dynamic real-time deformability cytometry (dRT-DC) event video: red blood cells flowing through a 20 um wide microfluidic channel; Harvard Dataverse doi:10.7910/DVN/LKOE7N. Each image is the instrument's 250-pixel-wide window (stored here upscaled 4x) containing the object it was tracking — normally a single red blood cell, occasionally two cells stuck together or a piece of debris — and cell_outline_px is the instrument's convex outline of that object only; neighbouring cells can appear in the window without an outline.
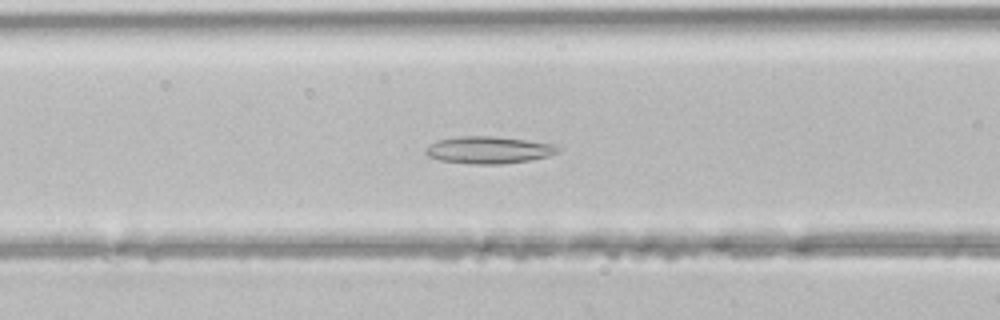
{"species": "common noctule bat (a hibernating species)", "species_latin": "Nyctalus noctula", "temperature_condition": "room temperature", "stored_images_in_passage": 38, "segment_of_instrument_passage": [1, 2], "camera_frame_rate_fps": 3000, "um_per_image_px": 0.085, "animal": {"sex": "male", "body_mass_g": 21.5, "forearm_length_mm": 52.0}, "frame": {"image": 1, "passage_image": 10, "time_ms": 3.0, "image_size_px": [1000, 320], "cell_outline_px": [[560, 152], [548, 156], [528, 160], [500, 164], [472, 164], [440, 160], [428, 156], [424, 152], [424, 148], [436, 140], [460, 136], [492, 136], [524, 140], [552, 144], [560, 148]], "centroid_in_image_um": [41.49, 12.75], "position_along_channel_um": 125.1, "area_um2": 20.81}}
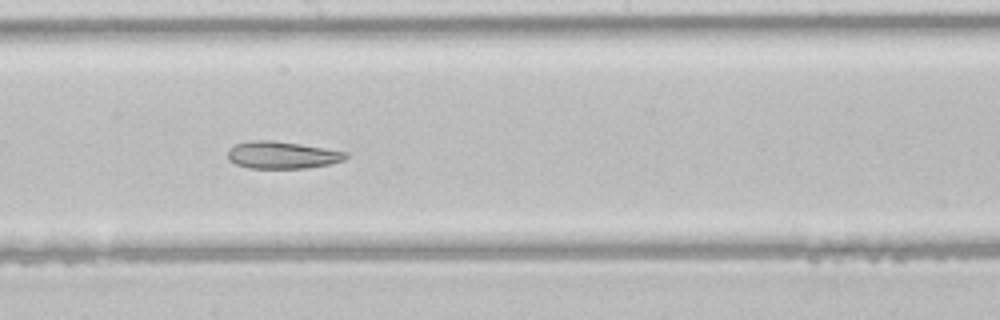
{"frame": {"image": 2, "passage_image": 17, "time_ms": 5.333, "image_size_px": [1000, 320], "cell_outline_px": [[348, 156], [344, 160], [332, 164], [308, 168], [248, 168], [236, 164], [228, 160], [228, 148], [236, 144], [248, 140], [268, 140], [300, 144], [348, 152]], "centroid_in_image_um": [23.98, 13.18], "position_along_channel_um": 224.2, "area_um2": 18.84}}
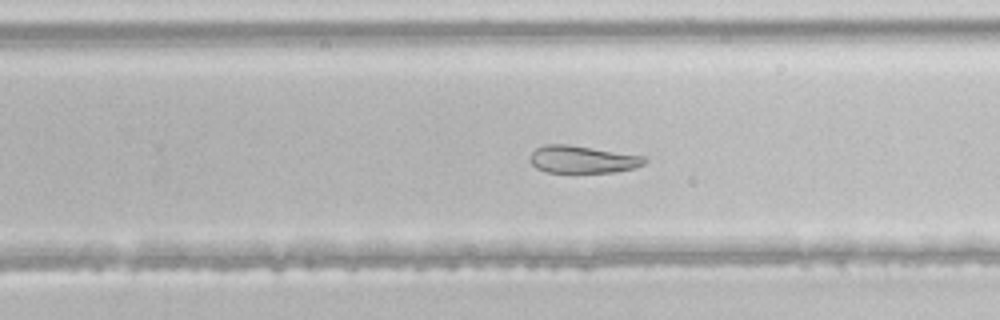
{"frame": {"image": 3, "passage_image": 21, "time_ms": 6.667, "image_size_px": [1000, 320], "cell_outline_px": [[648, 160], [644, 164], [632, 168], [612, 172], [548, 172], [536, 168], [528, 160], [528, 156], [536, 148], [544, 144], [568, 144], [644, 156]], "centroid_in_image_um": [49.46, 13.54], "position_along_channel_um": 280.3, "area_um2": 18.26}}